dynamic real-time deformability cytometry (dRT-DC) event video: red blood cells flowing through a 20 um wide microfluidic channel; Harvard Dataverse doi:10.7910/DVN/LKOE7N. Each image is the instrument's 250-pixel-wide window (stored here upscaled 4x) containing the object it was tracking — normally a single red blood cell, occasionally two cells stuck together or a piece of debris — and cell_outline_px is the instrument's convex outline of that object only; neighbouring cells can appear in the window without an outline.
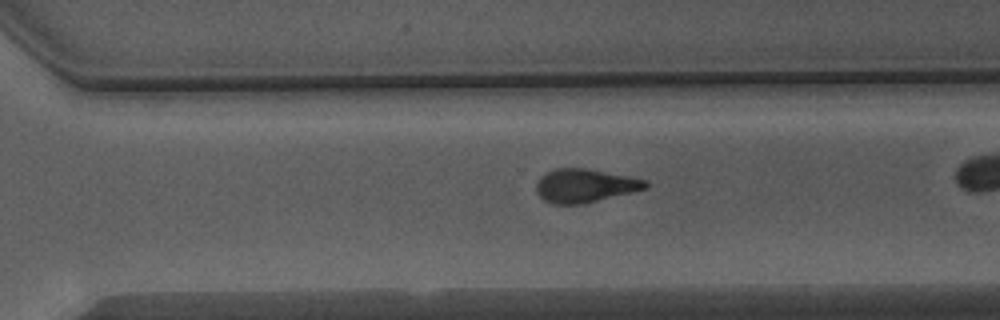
{"species": "Egyptian fruit bat (a non-hibernating species)", "species_latin": "Rousettus aegyptiacus", "temperature_condition": "warm", "stored_images_in_passage": 36, "camera_frame_rate_fps": 3000, "um_per_image_px": 0.085, "animal": {"sex": "male"}, "frame": {"image": 1, "passage_image": 31, "time_ms": 10.0, "image_size_px": [1000, 320], "cell_outline_px": [[648, 188], [584, 204], [552, 204], [544, 200], [540, 196], [536, 188], [536, 184], [540, 176], [556, 168], [584, 168], [628, 176], [648, 180]], "centroid_in_image_um": [49.72, 15.79], "position_along_channel_um": 320.9, "area_um2": 21.27}}